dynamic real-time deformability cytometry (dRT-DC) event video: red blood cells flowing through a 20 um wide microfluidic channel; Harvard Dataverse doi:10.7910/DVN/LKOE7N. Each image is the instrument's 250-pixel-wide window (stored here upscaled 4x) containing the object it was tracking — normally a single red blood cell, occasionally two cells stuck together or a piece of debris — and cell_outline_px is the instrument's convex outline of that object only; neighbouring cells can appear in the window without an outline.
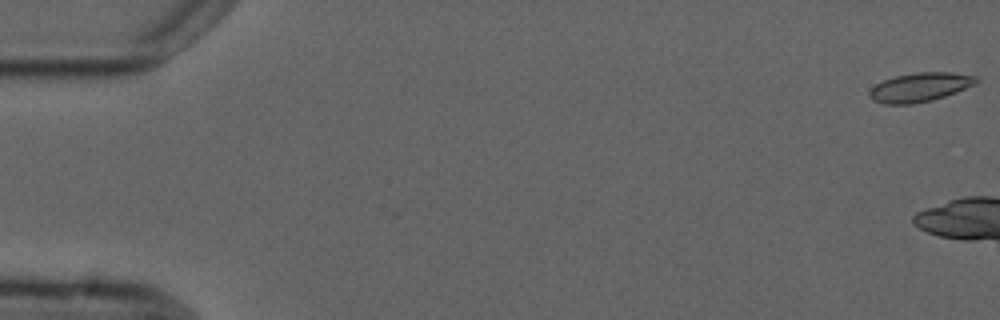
{"species": "common noctule bat (a hibernating species)", "species_latin": "Nyctalus noctula", "temperature_condition": "cold", "stored_images_in_passage": 3, "camera_frame_rate_fps": 3000, "um_per_image_px": 0.085, "animal": {"sex": "male", "forearm_length_mm": 52.5}, "frame": {"image": 1, "passage_image": 1, "time_ms": 0.0, "image_size_px": [1000, 320], "cell_outline_px": [[980, 80], [976, 84], [956, 92], [932, 100], [912, 104], [884, 104], [872, 100], [868, 96], [868, 92], [876, 84], [884, 80], [896, 76], [916, 72], [952, 72], [976, 76]], "centroid_in_image_um": [78.2, 7.41], "position_along_channel_um": 6.8, "area_um2": 18.09}}